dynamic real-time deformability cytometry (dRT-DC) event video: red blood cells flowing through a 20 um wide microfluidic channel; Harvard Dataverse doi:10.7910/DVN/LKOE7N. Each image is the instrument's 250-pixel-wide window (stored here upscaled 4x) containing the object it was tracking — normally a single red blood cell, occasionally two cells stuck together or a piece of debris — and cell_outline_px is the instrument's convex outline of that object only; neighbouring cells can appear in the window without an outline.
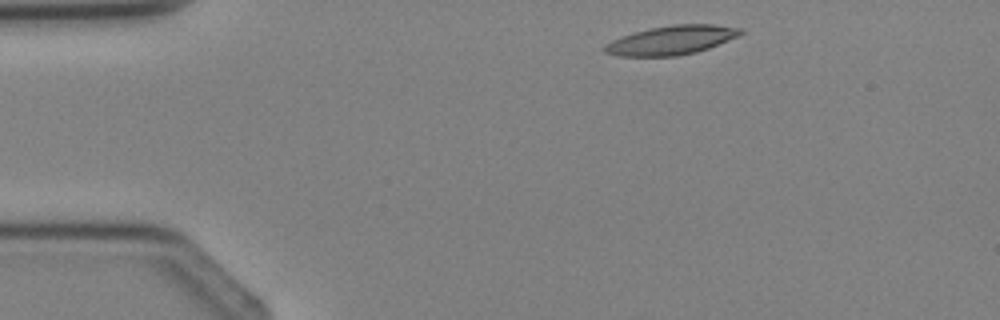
{"species": "Egyptian fruit bat (a non-hibernating species)", "species_latin": "Rousettus aegyptiacus", "temperature_condition": "cold", "stored_images_in_passage": 2, "camera_frame_rate_fps": 3000, "um_per_image_px": 0.085, "animal": {"sex": "female"}, "frame": {"image": 1, "passage_image": 1, "time_ms": 0.0, "image_size_px": [1000, 320], "cell_outline_px": [[744, 32], [740, 36], [708, 48], [696, 52], [676, 56], [616, 56], [604, 52], [604, 44], [620, 36], [632, 32], [648, 28], [672, 24], [712, 24], [740, 28]], "centroid_in_image_um": [57.04, 3.41], "position_along_channel_um": 28.0, "area_um2": 23.18}}